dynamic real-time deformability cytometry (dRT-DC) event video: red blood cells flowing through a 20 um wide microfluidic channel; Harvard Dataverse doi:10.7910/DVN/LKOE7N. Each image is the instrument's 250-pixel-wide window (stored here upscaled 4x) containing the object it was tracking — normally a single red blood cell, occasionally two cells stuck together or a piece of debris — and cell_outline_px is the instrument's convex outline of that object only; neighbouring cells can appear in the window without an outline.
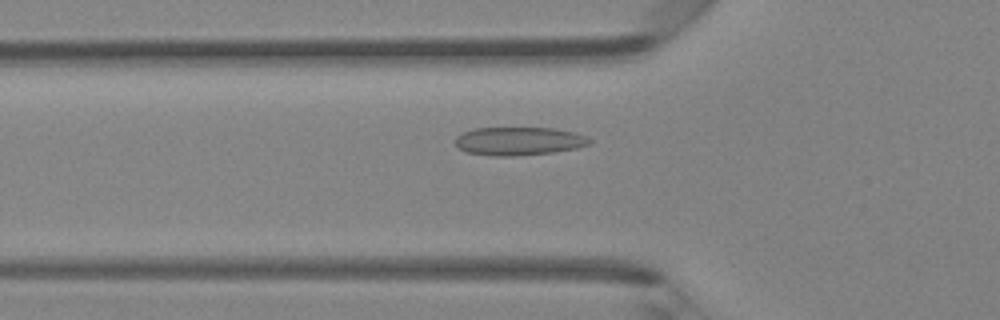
{"species": "Egyptian fruit bat (a non-hibernating species)", "species_latin": "Rousettus aegyptiacus", "temperature_condition": "room temperature", "stored_images_in_passage": 35, "camera_frame_rate_fps": 3000, "um_per_image_px": 0.085, "animal": {"sex": "female"}, "frame": {"image": 1, "passage_image": 4, "time_ms": 1.0, "image_size_px": [1000, 320], "cell_outline_px": [[592, 140], [588, 144], [576, 148], [552, 152], [512, 156], [492, 156], [468, 152], [456, 148], [456, 136], [472, 128], [552, 128], [572, 132], [588, 136]], "centroid_in_image_um": [44.07, 11.99], "position_along_channel_um": 81.7, "area_um2": 22.02}}
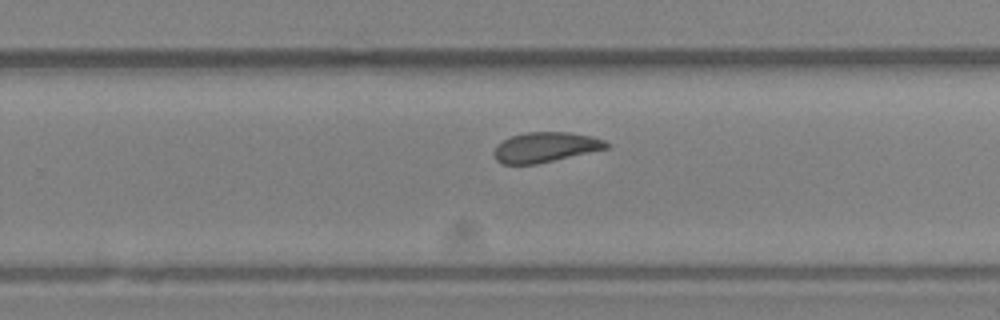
{"frame": {"image": 2, "passage_image": 18, "time_ms": 5.667, "image_size_px": [1000, 320], "cell_outline_px": [[608, 148], [536, 164], [500, 164], [496, 160], [492, 152], [496, 144], [512, 136], [528, 132], [572, 132], [592, 136], [604, 140], [608, 144]], "centroid_in_image_um": [46.32, 12.51], "position_along_channel_um": 283.5, "area_um2": 19.65}}
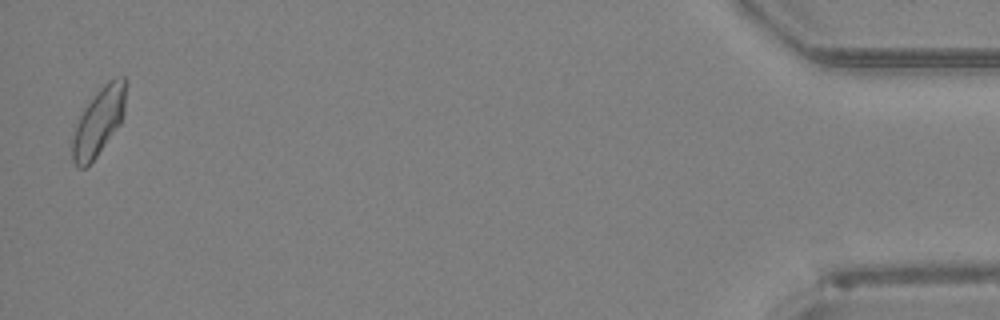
{"frame": {"image": 3, "passage_image": 34, "time_ms": 11.0, "image_size_px": [1000, 320], "cell_outline_px": [[128, 84], [124, 112], [120, 124], [96, 156], [84, 168], [76, 168], [72, 160], [72, 140], [80, 116], [84, 108], [96, 92], [108, 80], [116, 76], [124, 76], [128, 80]], "centroid_in_image_um": [8.43, 10.27], "position_along_channel_um": 426.8, "area_um2": 21.1}, "authors_computed_cell_mechanics": {"area_um2": 20.3456, "velocity_mm_per_s": 4.3344, "shape_relaxation_time_tau1_ms": null, "shape_relaxation_time_tau2_ms": 1.4791, "deformation_change_tau1": null, "deformation_change_tau2": 0.0567}}